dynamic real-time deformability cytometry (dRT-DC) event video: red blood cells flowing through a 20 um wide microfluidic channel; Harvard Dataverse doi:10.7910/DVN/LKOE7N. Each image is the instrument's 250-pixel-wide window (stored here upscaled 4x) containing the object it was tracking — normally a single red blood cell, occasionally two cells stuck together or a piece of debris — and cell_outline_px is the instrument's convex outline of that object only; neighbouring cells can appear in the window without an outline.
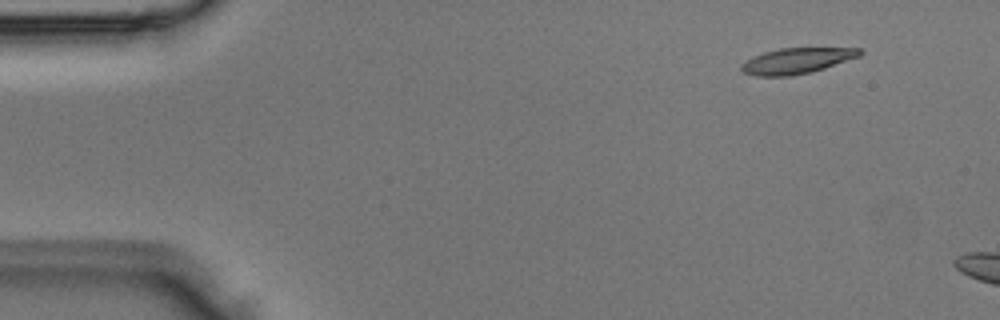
{"species": "Egyptian fruit bat (a non-hibernating species)", "species_latin": "Rousettus aegyptiacus", "temperature_condition": "room temperature", "stored_images_in_passage": 3, "camera_frame_rate_fps": 3000, "um_per_image_px": 0.085, "animal": {"sex": "male"}, "frame": {"image": 1, "passage_image": 1, "time_ms": 0.0, "image_size_px": [1000, 320], "cell_outline_px": [[864, 52], [860, 56], [812, 72], [792, 76], [756, 76], [744, 72], [740, 68], [740, 64], [752, 56], [764, 52], [780, 48], [860, 48]], "centroid_in_image_um": [67.71, 5.17], "position_along_channel_um": 17.3, "area_um2": 17.8}}